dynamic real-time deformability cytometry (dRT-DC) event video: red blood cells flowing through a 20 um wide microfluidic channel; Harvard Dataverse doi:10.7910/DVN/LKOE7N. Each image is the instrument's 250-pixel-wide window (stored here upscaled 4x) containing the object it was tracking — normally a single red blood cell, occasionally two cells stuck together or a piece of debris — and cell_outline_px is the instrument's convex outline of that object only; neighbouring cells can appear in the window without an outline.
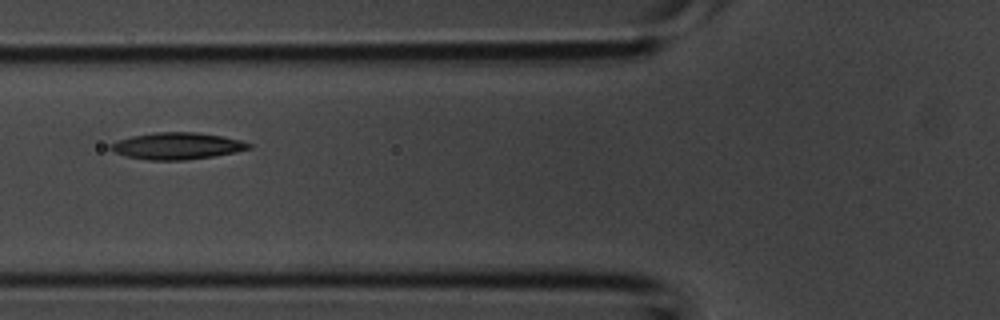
{"species": "common noctule bat (a hibernating species)", "species_latin": "Nyctalus noctula", "temperature_condition": "room temperature", "stored_images_in_passage": 6, "camera_frame_rate_fps": 3000, "um_per_image_px": 0.085, "animal": {"sex": "male", "body_mass_g": 20.1, "forearm_length_mm": 53.5}, "frame": {"image": 1, "passage_image": 6, "time_ms": 1.667, "image_size_px": [1000, 320], "cell_outline_px": [[252, 148], [236, 152], [212, 156], [184, 160], [148, 160], [124, 156], [108, 148], [108, 144], [132, 136], [156, 132], [196, 132], [220, 136], [240, 140], [252, 144]], "centroid_in_image_um": [15.03, 12.41], "position_along_channel_um": 110.8, "area_um2": 21.44}}